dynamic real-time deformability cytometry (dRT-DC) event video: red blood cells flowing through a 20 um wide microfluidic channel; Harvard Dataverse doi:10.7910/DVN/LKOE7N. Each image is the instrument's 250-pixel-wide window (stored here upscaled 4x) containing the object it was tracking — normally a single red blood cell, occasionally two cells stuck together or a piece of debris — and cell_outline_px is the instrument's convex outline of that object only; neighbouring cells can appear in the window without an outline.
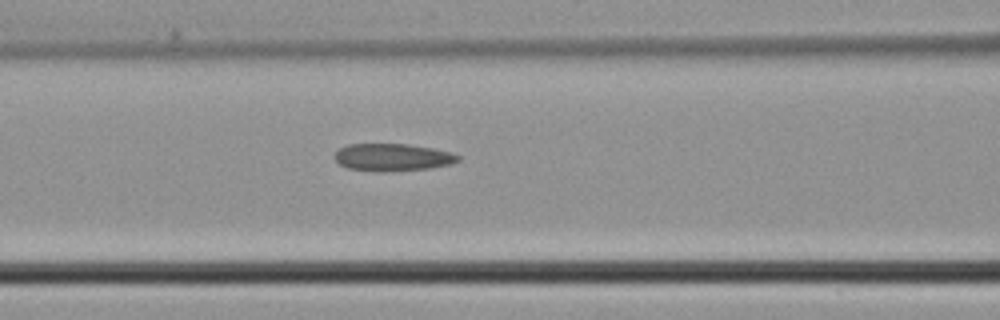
{"species": "common noctule bat (a hibernating species)", "species_latin": "Nyctalus noctula", "temperature_condition": "cold", "stored_images_in_passage": 6, "camera_frame_rate_fps": 3000, "um_per_image_px": 0.085, "animal": {"sex": "male", "body_mass_g": 21.5, "forearm_length_mm": 52.0}, "frame": {"image": 1, "passage_image": 5, "time_ms": 1.333, "image_size_px": [1000, 320], "cell_outline_px": [[460, 160], [452, 164], [428, 168], [380, 172], [348, 168], [340, 164], [332, 156], [340, 148], [348, 144], [408, 144], [432, 148], [452, 152], [460, 156]], "centroid_in_image_um": [33.37, 13.36], "position_along_channel_um": 133.2, "area_um2": 19.71}}